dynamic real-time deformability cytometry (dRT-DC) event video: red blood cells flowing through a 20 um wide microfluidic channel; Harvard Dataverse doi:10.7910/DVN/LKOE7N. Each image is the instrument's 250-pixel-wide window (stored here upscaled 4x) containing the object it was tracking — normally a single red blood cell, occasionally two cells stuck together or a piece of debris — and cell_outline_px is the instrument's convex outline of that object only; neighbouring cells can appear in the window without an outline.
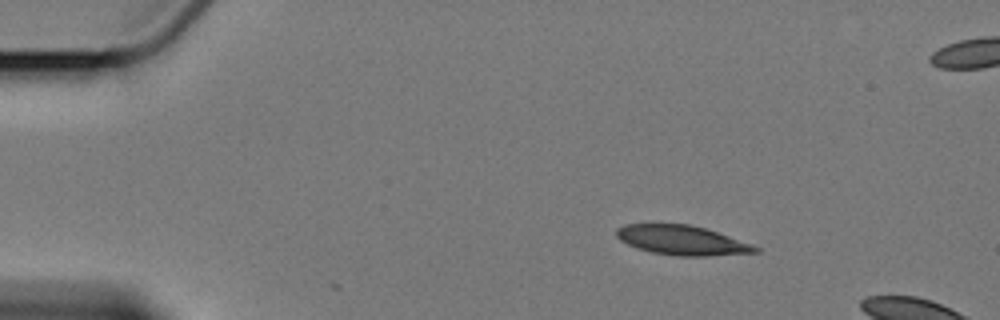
{"species": "Egyptian fruit bat (a non-hibernating species)", "species_latin": "Rousettus aegyptiacus", "temperature_condition": "cold", "stored_images_in_passage": 3, "camera_frame_rate_fps": 3000, "um_per_image_px": 0.085, "animal": {"sex": "female"}, "frame": {"image": 1, "passage_image": 1, "time_ms": 0.0, "image_size_px": [1000, 320], "cell_outline_px": [[760, 252], [708, 256], [676, 256], [652, 252], [628, 244], [620, 240], [616, 236], [616, 228], [624, 224], [692, 224], [752, 244], [760, 248]], "centroid_in_image_um": [57.97, 20.42], "position_along_channel_um": 27.0, "area_um2": 23.76}}